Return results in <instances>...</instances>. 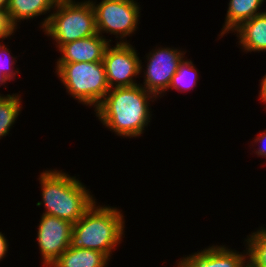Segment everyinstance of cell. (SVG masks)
Masks as SVG:
<instances>
[{"label":"cell","instance_id":"9a60e30c","mask_svg":"<svg viewBox=\"0 0 266 267\" xmlns=\"http://www.w3.org/2000/svg\"><path fill=\"white\" fill-rule=\"evenodd\" d=\"M264 0H230L225 17V24L219 36L232 33L241 23L250 20L256 15L262 14L261 6ZM260 10V11H259Z\"/></svg>","mask_w":266,"mask_h":267},{"label":"cell","instance_id":"44dd1931","mask_svg":"<svg viewBox=\"0 0 266 267\" xmlns=\"http://www.w3.org/2000/svg\"><path fill=\"white\" fill-rule=\"evenodd\" d=\"M254 143H261V146H258V150L255 151V154H257L259 157L262 156V158H266V130H264L263 132H260V134H258V136H256V139L253 138Z\"/></svg>","mask_w":266,"mask_h":267},{"label":"cell","instance_id":"9c48e42d","mask_svg":"<svg viewBox=\"0 0 266 267\" xmlns=\"http://www.w3.org/2000/svg\"><path fill=\"white\" fill-rule=\"evenodd\" d=\"M37 230L36 239L43 266L50 267L70 246L73 224L58 217L43 214Z\"/></svg>","mask_w":266,"mask_h":267},{"label":"cell","instance_id":"ba28073f","mask_svg":"<svg viewBox=\"0 0 266 267\" xmlns=\"http://www.w3.org/2000/svg\"><path fill=\"white\" fill-rule=\"evenodd\" d=\"M135 49L130 43L107 47L102 62L110 89L138 85L134 78L141 74L142 60Z\"/></svg>","mask_w":266,"mask_h":267},{"label":"cell","instance_id":"cb8c5ba5","mask_svg":"<svg viewBox=\"0 0 266 267\" xmlns=\"http://www.w3.org/2000/svg\"><path fill=\"white\" fill-rule=\"evenodd\" d=\"M9 0H0V11H5L7 10Z\"/></svg>","mask_w":266,"mask_h":267},{"label":"cell","instance_id":"ac0fdd59","mask_svg":"<svg viewBox=\"0 0 266 267\" xmlns=\"http://www.w3.org/2000/svg\"><path fill=\"white\" fill-rule=\"evenodd\" d=\"M197 74L199 73L193 62L188 59H183L179 64L177 72L171 79L168 91L169 89H175L182 93L191 90L198 82L199 75Z\"/></svg>","mask_w":266,"mask_h":267},{"label":"cell","instance_id":"5b68a950","mask_svg":"<svg viewBox=\"0 0 266 267\" xmlns=\"http://www.w3.org/2000/svg\"><path fill=\"white\" fill-rule=\"evenodd\" d=\"M56 72L66 92L74 99L95 109L102 102L109 85L103 62L57 63Z\"/></svg>","mask_w":266,"mask_h":267},{"label":"cell","instance_id":"7a4b0ae2","mask_svg":"<svg viewBox=\"0 0 266 267\" xmlns=\"http://www.w3.org/2000/svg\"><path fill=\"white\" fill-rule=\"evenodd\" d=\"M44 204L43 214L58 217L75 224L96 202L91 191L75 176L62 170H45L39 177Z\"/></svg>","mask_w":266,"mask_h":267},{"label":"cell","instance_id":"d6986e66","mask_svg":"<svg viewBox=\"0 0 266 267\" xmlns=\"http://www.w3.org/2000/svg\"><path fill=\"white\" fill-rule=\"evenodd\" d=\"M0 41V85H4L7 81L16 79V75L19 73V69L13 68L17 60L10 54L9 48L5 44H1ZM13 65V66H12Z\"/></svg>","mask_w":266,"mask_h":267},{"label":"cell","instance_id":"4fadbf2b","mask_svg":"<svg viewBox=\"0 0 266 267\" xmlns=\"http://www.w3.org/2000/svg\"><path fill=\"white\" fill-rule=\"evenodd\" d=\"M55 4L53 0H9L6 13L9 23L17 29L18 22L49 13Z\"/></svg>","mask_w":266,"mask_h":267},{"label":"cell","instance_id":"ffe728a7","mask_svg":"<svg viewBox=\"0 0 266 267\" xmlns=\"http://www.w3.org/2000/svg\"><path fill=\"white\" fill-rule=\"evenodd\" d=\"M15 32L16 29L9 23L7 13L5 11H0V40L3 41Z\"/></svg>","mask_w":266,"mask_h":267},{"label":"cell","instance_id":"3957f363","mask_svg":"<svg viewBox=\"0 0 266 267\" xmlns=\"http://www.w3.org/2000/svg\"><path fill=\"white\" fill-rule=\"evenodd\" d=\"M96 203L73 224L70 247L96 250L111 259L124 238L125 219L122 210Z\"/></svg>","mask_w":266,"mask_h":267},{"label":"cell","instance_id":"2e32d148","mask_svg":"<svg viewBox=\"0 0 266 267\" xmlns=\"http://www.w3.org/2000/svg\"><path fill=\"white\" fill-rule=\"evenodd\" d=\"M21 95L0 94V139L9 134L11 126L22 110Z\"/></svg>","mask_w":266,"mask_h":267},{"label":"cell","instance_id":"5bb4252c","mask_svg":"<svg viewBox=\"0 0 266 267\" xmlns=\"http://www.w3.org/2000/svg\"><path fill=\"white\" fill-rule=\"evenodd\" d=\"M109 261L102 252L69 246L50 267H107Z\"/></svg>","mask_w":266,"mask_h":267},{"label":"cell","instance_id":"484cf974","mask_svg":"<svg viewBox=\"0 0 266 267\" xmlns=\"http://www.w3.org/2000/svg\"><path fill=\"white\" fill-rule=\"evenodd\" d=\"M53 1L57 4V3L68 1V0H53Z\"/></svg>","mask_w":266,"mask_h":267},{"label":"cell","instance_id":"6da1fadb","mask_svg":"<svg viewBox=\"0 0 266 267\" xmlns=\"http://www.w3.org/2000/svg\"><path fill=\"white\" fill-rule=\"evenodd\" d=\"M156 98L140 83L112 88L94 111L101 123L118 136L139 137L151 120L150 101Z\"/></svg>","mask_w":266,"mask_h":267},{"label":"cell","instance_id":"8fae6325","mask_svg":"<svg viewBox=\"0 0 266 267\" xmlns=\"http://www.w3.org/2000/svg\"><path fill=\"white\" fill-rule=\"evenodd\" d=\"M107 40L97 33L94 36L61 45L58 51L62 56L56 63L102 62L105 51L112 41Z\"/></svg>","mask_w":266,"mask_h":267},{"label":"cell","instance_id":"7402d4cb","mask_svg":"<svg viewBox=\"0 0 266 267\" xmlns=\"http://www.w3.org/2000/svg\"><path fill=\"white\" fill-rule=\"evenodd\" d=\"M8 246V240L6 239L4 234L0 232V261H2L6 256V253L8 252Z\"/></svg>","mask_w":266,"mask_h":267},{"label":"cell","instance_id":"d4e9b609","mask_svg":"<svg viewBox=\"0 0 266 267\" xmlns=\"http://www.w3.org/2000/svg\"><path fill=\"white\" fill-rule=\"evenodd\" d=\"M242 267H253L248 261Z\"/></svg>","mask_w":266,"mask_h":267},{"label":"cell","instance_id":"603a6c76","mask_svg":"<svg viewBox=\"0 0 266 267\" xmlns=\"http://www.w3.org/2000/svg\"><path fill=\"white\" fill-rule=\"evenodd\" d=\"M260 84L261 86L259 91V98L261 99V102L263 101L264 103H266V74L261 79Z\"/></svg>","mask_w":266,"mask_h":267},{"label":"cell","instance_id":"30bf717a","mask_svg":"<svg viewBox=\"0 0 266 267\" xmlns=\"http://www.w3.org/2000/svg\"><path fill=\"white\" fill-rule=\"evenodd\" d=\"M225 245H212L178 260L177 267H242L248 260V248L239 254Z\"/></svg>","mask_w":266,"mask_h":267},{"label":"cell","instance_id":"8992f818","mask_svg":"<svg viewBox=\"0 0 266 267\" xmlns=\"http://www.w3.org/2000/svg\"><path fill=\"white\" fill-rule=\"evenodd\" d=\"M89 1L95 13L97 33L101 36L102 33L113 34L119 38L117 43H129L125 37L137 31L140 23L139 3L134 0H102L99 4Z\"/></svg>","mask_w":266,"mask_h":267},{"label":"cell","instance_id":"277c9868","mask_svg":"<svg viewBox=\"0 0 266 267\" xmlns=\"http://www.w3.org/2000/svg\"><path fill=\"white\" fill-rule=\"evenodd\" d=\"M53 10L43 19L40 27L55 40L56 48L97 34L95 13L89 0L60 2L55 4Z\"/></svg>","mask_w":266,"mask_h":267},{"label":"cell","instance_id":"e0dca14e","mask_svg":"<svg viewBox=\"0 0 266 267\" xmlns=\"http://www.w3.org/2000/svg\"><path fill=\"white\" fill-rule=\"evenodd\" d=\"M245 239L248 248V262L253 267H266V229L261 227Z\"/></svg>","mask_w":266,"mask_h":267},{"label":"cell","instance_id":"52a82bcc","mask_svg":"<svg viewBox=\"0 0 266 267\" xmlns=\"http://www.w3.org/2000/svg\"><path fill=\"white\" fill-rule=\"evenodd\" d=\"M153 51V52H152ZM186 51H181L176 48L156 46L155 50H151L146 56L147 67L142 69L140 65V72H144V83L140 84L145 90L155 95L157 99L164 95L170 85L173 75L177 72L179 64L184 59ZM159 96V97H158Z\"/></svg>","mask_w":266,"mask_h":267},{"label":"cell","instance_id":"7c38bea8","mask_svg":"<svg viewBox=\"0 0 266 267\" xmlns=\"http://www.w3.org/2000/svg\"><path fill=\"white\" fill-rule=\"evenodd\" d=\"M232 32L236 33L240 47L248 52L266 51V12L241 23Z\"/></svg>","mask_w":266,"mask_h":267}]
</instances>
